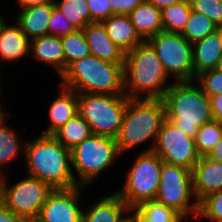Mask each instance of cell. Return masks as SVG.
<instances>
[{"label":"cell","mask_w":222,"mask_h":222,"mask_svg":"<svg viewBox=\"0 0 222 222\" xmlns=\"http://www.w3.org/2000/svg\"><path fill=\"white\" fill-rule=\"evenodd\" d=\"M22 156L27 163V176L45 182L52 189L78 186L71 167V150L53 135L40 134L34 140L25 142Z\"/></svg>","instance_id":"cell-1"},{"label":"cell","mask_w":222,"mask_h":222,"mask_svg":"<svg viewBox=\"0 0 222 222\" xmlns=\"http://www.w3.org/2000/svg\"><path fill=\"white\" fill-rule=\"evenodd\" d=\"M123 75L125 95L131 99H162L171 86L167 84L170 77L147 41L125 54Z\"/></svg>","instance_id":"cell-2"},{"label":"cell","mask_w":222,"mask_h":222,"mask_svg":"<svg viewBox=\"0 0 222 222\" xmlns=\"http://www.w3.org/2000/svg\"><path fill=\"white\" fill-rule=\"evenodd\" d=\"M123 64L89 55L72 62L60 76L59 84L76 93L125 95Z\"/></svg>","instance_id":"cell-3"},{"label":"cell","mask_w":222,"mask_h":222,"mask_svg":"<svg viewBox=\"0 0 222 222\" xmlns=\"http://www.w3.org/2000/svg\"><path fill=\"white\" fill-rule=\"evenodd\" d=\"M165 119L166 110L162 99L128 98L121 129L116 137L120 156L150 139L153 143L142 152H153Z\"/></svg>","instance_id":"cell-4"},{"label":"cell","mask_w":222,"mask_h":222,"mask_svg":"<svg viewBox=\"0 0 222 222\" xmlns=\"http://www.w3.org/2000/svg\"><path fill=\"white\" fill-rule=\"evenodd\" d=\"M162 100L166 118L192 138L199 127L214 120L210 98L195 81L171 83Z\"/></svg>","instance_id":"cell-5"},{"label":"cell","mask_w":222,"mask_h":222,"mask_svg":"<svg viewBox=\"0 0 222 222\" xmlns=\"http://www.w3.org/2000/svg\"><path fill=\"white\" fill-rule=\"evenodd\" d=\"M127 101L126 95L78 93L77 113L89 124L92 134L116 139Z\"/></svg>","instance_id":"cell-6"},{"label":"cell","mask_w":222,"mask_h":222,"mask_svg":"<svg viewBox=\"0 0 222 222\" xmlns=\"http://www.w3.org/2000/svg\"><path fill=\"white\" fill-rule=\"evenodd\" d=\"M119 156L116 139L92 134L71 150L72 171L77 174L76 184L87 187Z\"/></svg>","instance_id":"cell-7"},{"label":"cell","mask_w":222,"mask_h":222,"mask_svg":"<svg viewBox=\"0 0 222 222\" xmlns=\"http://www.w3.org/2000/svg\"><path fill=\"white\" fill-rule=\"evenodd\" d=\"M163 161L154 152L140 153L128 170L122 189L115 193L130 208L155 200Z\"/></svg>","instance_id":"cell-8"},{"label":"cell","mask_w":222,"mask_h":222,"mask_svg":"<svg viewBox=\"0 0 222 222\" xmlns=\"http://www.w3.org/2000/svg\"><path fill=\"white\" fill-rule=\"evenodd\" d=\"M155 201L174 209L184 219L189 220L190 216L195 219L198 201L193 190L192 171L163 162Z\"/></svg>","instance_id":"cell-9"},{"label":"cell","mask_w":222,"mask_h":222,"mask_svg":"<svg viewBox=\"0 0 222 222\" xmlns=\"http://www.w3.org/2000/svg\"><path fill=\"white\" fill-rule=\"evenodd\" d=\"M175 82L194 81L193 44L181 33L161 31L147 40Z\"/></svg>","instance_id":"cell-10"},{"label":"cell","mask_w":222,"mask_h":222,"mask_svg":"<svg viewBox=\"0 0 222 222\" xmlns=\"http://www.w3.org/2000/svg\"><path fill=\"white\" fill-rule=\"evenodd\" d=\"M2 177L0 201L23 221L37 219L39 212L53 190L45 182L26 176L9 186Z\"/></svg>","instance_id":"cell-11"},{"label":"cell","mask_w":222,"mask_h":222,"mask_svg":"<svg viewBox=\"0 0 222 222\" xmlns=\"http://www.w3.org/2000/svg\"><path fill=\"white\" fill-rule=\"evenodd\" d=\"M153 152L164 163L181 166L191 171L201 157L196 150L194 138L186 135L167 118L158 133Z\"/></svg>","instance_id":"cell-12"},{"label":"cell","mask_w":222,"mask_h":222,"mask_svg":"<svg viewBox=\"0 0 222 222\" xmlns=\"http://www.w3.org/2000/svg\"><path fill=\"white\" fill-rule=\"evenodd\" d=\"M84 186L53 189L43 204L36 220L39 222H83V209L79 207Z\"/></svg>","instance_id":"cell-13"},{"label":"cell","mask_w":222,"mask_h":222,"mask_svg":"<svg viewBox=\"0 0 222 222\" xmlns=\"http://www.w3.org/2000/svg\"><path fill=\"white\" fill-rule=\"evenodd\" d=\"M193 190L197 201L222 190V162L201 156L192 170Z\"/></svg>","instance_id":"cell-14"},{"label":"cell","mask_w":222,"mask_h":222,"mask_svg":"<svg viewBox=\"0 0 222 222\" xmlns=\"http://www.w3.org/2000/svg\"><path fill=\"white\" fill-rule=\"evenodd\" d=\"M82 31L91 55L110 63H124L125 53L110 39L102 22L89 23Z\"/></svg>","instance_id":"cell-15"},{"label":"cell","mask_w":222,"mask_h":222,"mask_svg":"<svg viewBox=\"0 0 222 222\" xmlns=\"http://www.w3.org/2000/svg\"><path fill=\"white\" fill-rule=\"evenodd\" d=\"M59 95L49 105V124L42 133L43 135H53L68 120L77 114L78 93L61 84Z\"/></svg>","instance_id":"cell-16"},{"label":"cell","mask_w":222,"mask_h":222,"mask_svg":"<svg viewBox=\"0 0 222 222\" xmlns=\"http://www.w3.org/2000/svg\"><path fill=\"white\" fill-rule=\"evenodd\" d=\"M20 10L15 21L29 40L49 34L48 25L53 11V2Z\"/></svg>","instance_id":"cell-17"},{"label":"cell","mask_w":222,"mask_h":222,"mask_svg":"<svg viewBox=\"0 0 222 222\" xmlns=\"http://www.w3.org/2000/svg\"><path fill=\"white\" fill-rule=\"evenodd\" d=\"M30 52L35 59L55 68L61 76L65 72V55L61 37L43 35L30 40Z\"/></svg>","instance_id":"cell-18"},{"label":"cell","mask_w":222,"mask_h":222,"mask_svg":"<svg viewBox=\"0 0 222 222\" xmlns=\"http://www.w3.org/2000/svg\"><path fill=\"white\" fill-rule=\"evenodd\" d=\"M28 54H30V40L21 31L20 26L17 23L8 25L4 21L0 26V58L3 62H12Z\"/></svg>","instance_id":"cell-19"},{"label":"cell","mask_w":222,"mask_h":222,"mask_svg":"<svg viewBox=\"0 0 222 222\" xmlns=\"http://www.w3.org/2000/svg\"><path fill=\"white\" fill-rule=\"evenodd\" d=\"M129 211L131 209L126 203L116 193H112L83 210V222H120Z\"/></svg>","instance_id":"cell-20"},{"label":"cell","mask_w":222,"mask_h":222,"mask_svg":"<svg viewBox=\"0 0 222 222\" xmlns=\"http://www.w3.org/2000/svg\"><path fill=\"white\" fill-rule=\"evenodd\" d=\"M110 39L126 54L138 46L140 38L129 15H112L102 21Z\"/></svg>","instance_id":"cell-21"},{"label":"cell","mask_w":222,"mask_h":222,"mask_svg":"<svg viewBox=\"0 0 222 222\" xmlns=\"http://www.w3.org/2000/svg\"><path fill=\"white\" fill-rule=\"evenodd\" d=\"M194 81L201 72L215 69L222 53V45L218 33L207 35L204 39L193 43Z\"/></svg>","instance_id":"cell-22"},{"label":"cell","mask_w":222,"mask_h":222,"mask_svg":"<svg viewBox=\"0 0 222 222\" xmlns=\"http://www.w3.org/2000/svg\"><path fill=\"white\" fill-rule=\"evenodd\" d=\"M132 24L143 41L163 31L161 10L146 0L139 4L130 14Z\"/></svg>","instance_id":"cell-23"},{"label":"cell","mask_w":222,"mask_h":222,"mask_svg":"<svg viewBox=\"0 0 222 222\" xmlns=\"http://www.w3.org/2000/svg\"><path fill=\"white\" fill-rule=\"evenodd\" d=\"M11 114L7 112L0 116V174L5 173L4 169L12 160L19 158V154L24 155L25 143H22L21 136L6 124L7 117Z\"/></svg>","instance_id":"cell-24"},{"label":"cell","mask_w":222,"mask_h":222,"mask_svg":"<svg viewBox=\"0 0 222 222\" xmlns=\"http://www.w3.org/2000/svg\"><path fill=\"white\" fill-rule=\"evenodd\" d=\"M91 135L89 124L78 113L53 134L69 150L75 148Z\"/></svg>","instance_id":"cell-25"},{"label":"cell","mask_w":222,"mask_h":222,"mask_svg":"<svg viewBox=\"0 0 222 222\" xmlns=\"http://www.w3.org/2000/svg\"><path fill=\"white\" fill-rule=\"evenodd\" d=\"M132 210L140 222H181L184 219L174 209L155 200L145 201Z\"/></svg>","instance_id":"cell-26"},{"label":"cell","mask_w":222,"mask_h":222,"mask_svg":"<svg viewBox=\"0 0 222 222\" xmlns=\"http://www.w3.org/2000/svg\"><path fill=\"white\" fill-rule=\"evenodd\" d=\"M54 4L76 30H82L91 23L87 0H60L59 2L54 0Z\"/></svg>","instance_id":"cell-27"},{"label":"cell","mask_w":222,"mask_h":222,"mask_svg":"<svg viewBox=\"0 0 222 222\" xmlns=\"http://www.w3.org/2000/svg\"><path fill=\"white\" fill-rule=\"evenodd\" d=\"M191 14V7L185 1L161 9L163 30L182 33Z\"/></svg>","instance_id":"cell-28"},{"label":"cell","mask_w":222,"mask_h":222,"mask_svg":"<svg viewBox=\"0 0 222 222\" xmlns=\"http://www.w3.org/2000/svg\"><path fill=\"white\" fill-rule=\"evenodd\" d=\"M61 42L65 55V70L75 60L91 55L89 45L82 30L61 36Z\"/></svg>","instance_id":"cell-29"},{"label":"cell","mask_w":222,"mask_h":222,"mask_svg":"<svg viewBox=\"0 0 222 222\" xmlns=\"http://www.w3.org/2000/svg\"><path fill=\"white\" fill-rule=\"evenodd\" d=\"M216 25L205 15L191 10L185 29L181 35L190 43L204 39L216 31Z\"/></svg>","instance_id":"cell-30"},{"label":"cell","mask_w":222,"mask_h":222,"mask_svg":"<svg viewBox=\"0 0 222 222\" xmlns=\"http://www.w3.org/2000/svg\"><path fill=\"white\" fill-rule=\"evenodd\" d=\"M221 138L222 124L220 122L213 120L199 127V131L194 137L198 154L200 156H206Z\"/></svg>","instance_id":"cell-31"},{"label":"cell","mask_w":222,"mask_h":222,"mask_svg":"<svg viewBox=\"0 0 222 222\" xmlns=\"http://www.w3.org/2000/svg\"><path fill=\"white\" fill-rule=\"evenodd\" d=\"M204 218L212 222L222 220V190L211 193L198 202L196 219Z\"/></svg>","instance_id":"cell-32"},{"label":"cell","mask_w":222,"mask_h":222,"mask_svg":"<svg viewBox=\"0 0 222 222\" xmlns=\"http://www.w3.org/2000/svg\"><path fill=\"white\" fill-rule=\"evenodd\" d=\"M202 91L208 96L222 95V72L216 69L201 72L195 78Z\"/></svg>","instance_id":"cell-33"},{"label":"cell","mask_w":222,"mask_h":222,"mask_svg":"<svg viewBox=\"0 0 222 222\" xmlns=\"http://www.w3.org/2000/svg\"><path fill=\"white\" fill-rule=\"evenodd\" d=\"M191 10L209 18L216 26L222 25L221 0H194L190 3Z\"/></svg>","instance_id":"cell-34"},{"label":"cell","mask_w":222,"mask_h":222,"mask_svg":"<svg viewBox=\"0 0 222 222\" xmlns=\"http://www.w3.org/2000/svg\"><path fill=\"white\" fill-rule=\"evenodd\" d=\"M48 28L50 35L59 37L68 35L76 30L75 27L70 24L65 15L55 7L54 2Z\"/></svg>","instance_id":"cell-35"},{"label":"cell","mask_w":222,"mask_h":222,"mask_svg":"<svg viewBox=\"0 0 222 222\" xmlns=\"http://www.w3.org/2000/svg\"><path fill=\"white\" fill-rule=\"evenodd\" d=\"M91 12V23L102 22L112 16V9L109 0H87Z\"/></svg>","instance_id":"cell-36"},{"label":"cell","mask_w":222,"mask_h":222,"mask_svg":"<svg viewBox=\"0 0 222 222\" xmlns=\"http://www.w3.org/2000/svg\"><path fill=\"white\" fill-rule=\"evenodd\" d=\"M113 15H129L145 0H109Z\"/></svg>","instance_id":"cell-37"},{"label":"cell","mask_w":222,"mask_h":222,"mask_svg":"<svg viewBox=\"0 0 222 222\" xmlns=\"http://www.w3.org/2000/svg\"><path fill=\"white\" fill-rule=\"evenodd\" d=\"M213 119L222 124V95L210 96Z\"/></svg>","instance_id":"cell-38"},{"label":"cell","mask_w":222,"mask_h":222,"mask_svg":"<svg viewBox=\"0 0 222 222\" xmlns=\"http://www.w3.org/2000/svg\"><path fill=\"white\" fill-rule=\"evenodd\" d=\"M0 222H24L0 201Z\"/></svg>","instance_id":"cell-39"},{"label":"cell","mask_w":222,"mask_h":222,"mask_svg":"<svg viewBox=\"0 0 222 222\" xmlns=\"http://www.w3.org/2000/svg\"><path fill=\"white\" fill-rule=\"evenodd\" d=\"M209 159H214L222 162V138L206 155Z\"/></svg>","instance_id":"cell-40"},{"label":"cell","mask_w":222,"mask_h":222,"mask_svg":"<svg viewBox=\"0 0 222 222\" xmlns=\"http://www.w3.org/2000/svg\"><path fill=\"white\" fill-rule=\"evenodd\" d=\"M146 1L161 10L164 7L181 3L184 0H146Z\"/></svg>","instance_id":"cell-41"},{"label":"cell","mask_w":222,"mask_h":222,"mask_svg":"<svg viewBox=\"0 0 222 222\" xmlns=\"http://www.w3.org/2000/svg\"><path fill=\"white\" fill-rule=\"evenodd\" d=\"M19 8L31 7L54 2V0H17Z\"/></svg>","instance_id":"cell-42"},{"label":"cell","mask_w":222,"mask_h":222,"mask_svg":"<svg viewBox=\"0 0 222 222\" xmlns=\"http://www.w3.org/2000/svg\"><path fill=\"white\" fill-rule=\"evenodd\" d=\"M120 222H140V220L137 214L131 209V211H129L127 215L121 219Z\"/></svg>","instance_id":"cell-43"},{"label":"cell","mask_w":222,"mask_h":222,"mask_svg":"<svg viewBox=\"0 0 222 222\" xmlns=\"http://www.w3.org/2000/svg\"><path fill=\"white\" fill-rule=\"evenodd\" d=\"M216 32L218 33L219 40L222 45V25L216 27Z\"/></svg>","instance_id":"cell-44"},{"label":"cell","mask_w":222,"mask_h":222,"mask_svg":"<svg viewBox=\"0 0 222 222\" xmlns=\"http://www.w3.org/2000/svg\"><path fill=\"white\" fill-rule=\"evenodd\" d=\"M215 69L222 72V53L220 58L218 59V63Z\"/></svg>","instance_id":"cell-45"},{"label":"cell","mask_w":222,"mask_h":222,"mask_svg":"<svg viewBox=\"0 0 222 222\" xmlns=\"http://www.w3.org/2000/svg\"><path fill=\"white\" fill-rule=\"evenodd\" d=\"M1 71V70H0ZM0 78H1V73H0ZM0 84H1V80H0ZM2 91V86L0 85V93ZM2 105H0V116H2L3 114L7 113L6 110L2 109L1 107Z\"/></svg>","instance_id":"cell-46"},{"label":"cell","mask_w":222,"mask_h":222,"mask_svg":"<svg viewBox=\"0 0 222 222\" xmlns=\"http://www.w3.org/2000/svg\"><path fill=\"white\" fill-rule=\"evenodd\" d=\"M4 21H6V20L4 19L3 15H0V26Z\"/></svg>","instance_id":"cell-47"},{"label":"cell","mask_w":222,"mask_h":222,"mask_svg":"<svg viewBox=\"0 0 222 222\" xmlns=\"http://www.w3.org/2000/svg\"><path fill=\"white\" fill-rule=\"evenodd\" d=\"M24 222H39V221L34 219V220H28V221H24Z\"/></svg>","instance_id":"cell-48"},{"label":"cell","mask_w":222,"mask_h":222,"mask_svg":"<svg viewBox=\"0 0 222 222\" xmlns=\"http://www.w3.org/2000/svg\"><path fill=\"white\" fill-rule=\"evenodd\" d=\"M185 2H187L188 4L192 3L194 0H184Z\"/></svg>","instance_id":"cell-49"},{"label":"cell","mask_w":222,"mask_h":222,"mask_svg":"<svg viewBox=\"0 0 222 222\" xmlns=\"http://www.w3.org/2000/svg\"><path fill=\"white\" fill-rule=\"evenodd\" d=\"M2 177L3 175L0 174V189H1Z\"/></svg>","instance_id":"cell-50"}]
</instances>
